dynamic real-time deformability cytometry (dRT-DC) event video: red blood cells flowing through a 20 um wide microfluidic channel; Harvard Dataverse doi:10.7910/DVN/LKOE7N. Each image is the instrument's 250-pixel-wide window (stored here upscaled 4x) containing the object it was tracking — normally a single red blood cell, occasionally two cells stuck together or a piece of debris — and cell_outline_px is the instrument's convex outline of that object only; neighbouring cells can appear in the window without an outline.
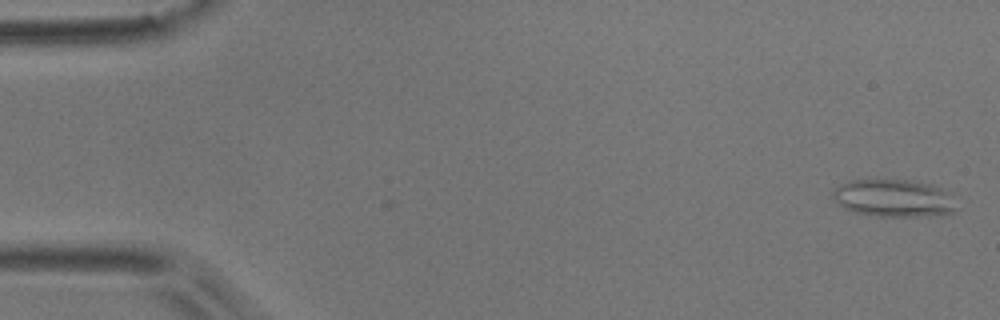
{"species": "common noctule bat (a hibernating species)", "species_latin": "Nyctalus noctula", "temperature_condition": "room temperature", "stored_images_in_passage": 47, "camera_frame_rate_fps": 3000, "um_per_image_px": 0.085, "animal": {"sex": "male", "body_mass_g": 17.9}, "frame": {"image": 1, "passage_image": 2, "time_ms": 0.333, "image_size_px": [1000, 320], "cell_outline_px": [[956, 208], [952, 212], [920, 216], [876, 216], [856, 212], [844, 208], [832, 196], [832, 192], [840, 184], [848, 180], [904, 180], [932, 184], [940, 188], [944, 192]], "centroid_in_image_um": [75.87, 16.83], "position_along_channel_um": 9.1, "area_um2": 26.24}}
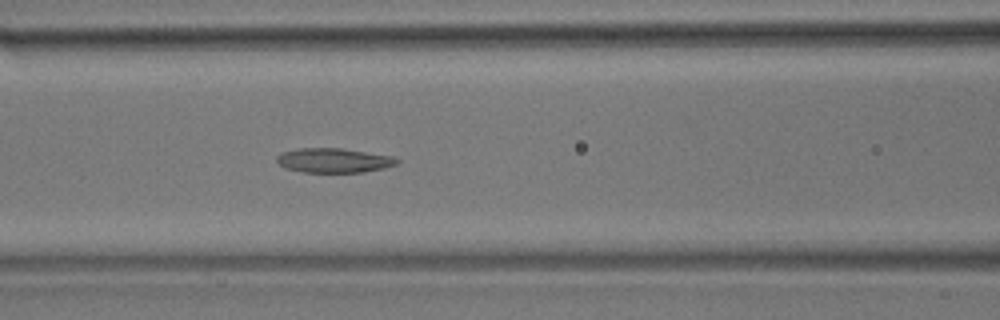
{"frame": {"image": 2, "passage_image": 23, "time_ms": 7.333, "image_size_px": [1000, 320], "cell_outline_px": [[400, 160], [396, 164], [384, 168], [364, 172], [300, 172], [288, 168], [280, 164], [276, 160], [276, 156], [280, 152], [300, 148], [344, 148], [392, 156]], "centroid_in_image_um": [28.37, 13.62], "position_along_channel_um": 138.2, "area_um2": 17.17}}
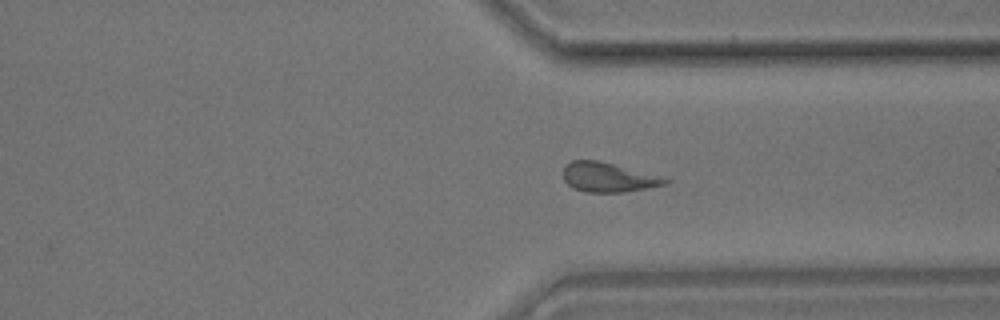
{"frame": {"image": 3, "passage_image": 41, "time_ms": 13.333, "image_size_px": [1000, 320], "cell_outline_px": [[672, 180], [664, 184], [624, 192], [588, 192], [572, 188], [564, 180], [564, 164], [572, 160], [596, 160], [668, 176]], "centroid_in_image_um": [51.75, 15.05], "position_along_channel_um": 359.7, "area_um2": 17.74}, "authors_computed_cell_mechanics": {"area_um2": 17.7446, "velocity_mm_per_s": 3.6989, "shape_relaxation_time_tau1_ms": 10.9056, "shape_relaxation_time_tau2_ms": 10.2429, "deformation_change_tau1": 0.2196, "deformation_change_tau2": 0.2179}}